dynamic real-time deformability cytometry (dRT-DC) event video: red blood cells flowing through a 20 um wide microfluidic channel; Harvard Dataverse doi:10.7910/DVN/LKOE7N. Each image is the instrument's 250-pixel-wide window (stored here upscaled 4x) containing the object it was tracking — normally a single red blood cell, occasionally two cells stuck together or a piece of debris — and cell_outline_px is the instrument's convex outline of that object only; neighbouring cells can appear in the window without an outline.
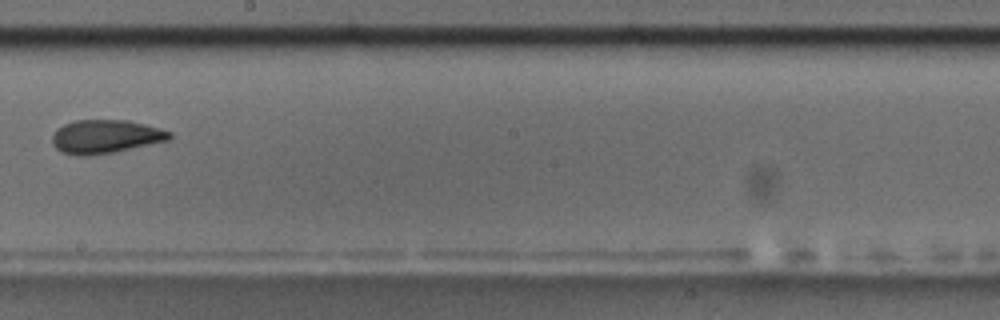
{"species": "common noctule bat (a hibernating species)", "species_latin": "Nyctalus noctula", "temperature_condition": "room temperature", "stored_images_in_passage": 12, "camera_frame_rate_fps": 3000, "um_per_image_px": 0.085, "animal": {"sex": "male", "body_mass_g": 17.5, "forearm_length_mm": 52.3}, "frame": {"image": 1, "passage_image": 6, "time_ms": 6.667, "image_size_px": [1000, 320], "cell_outline_px": [[172, 136], [168, 140], [112, 152], [88, 156], [80, 156], [64, 152], [56, 148], [52, 144], [52, 136], [56, 128], [64, 124], [76, 120], [128, 120], [160, 128], [172, 132]], "centroid_in_image_um": [8.94, 11.6], "position_along_channel_um": 239.3, "area_um2": 22.77}}
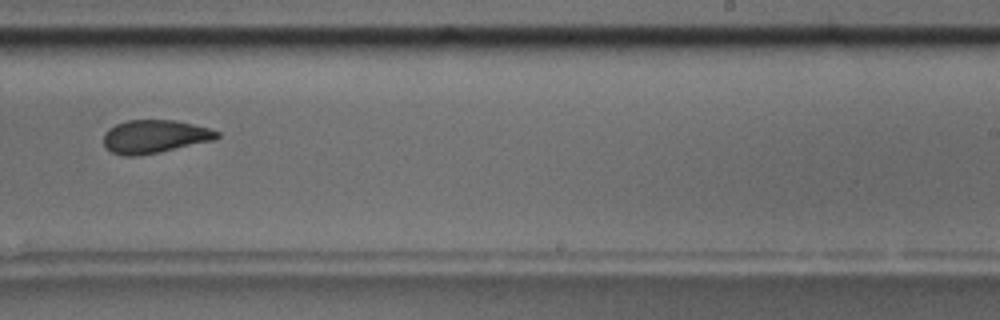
{"frame": {"image": 2, "passage_image": 7, "time_ms": 7.667, "image_size_px": [1000, 320], "cell_outline_px": [[220, 136], [216, 140], [160, 152], [136, 156], [124, 156], [112, 152], [104, 144], [104, 132], [108, 128], [116, 124], [128, 120], [176, 120], [208, 128], [220, 132]], "centroid_in_image_um": [13.16, 11.6], "position_along_channel_um": 275.8, "area_um2": 22.02}}